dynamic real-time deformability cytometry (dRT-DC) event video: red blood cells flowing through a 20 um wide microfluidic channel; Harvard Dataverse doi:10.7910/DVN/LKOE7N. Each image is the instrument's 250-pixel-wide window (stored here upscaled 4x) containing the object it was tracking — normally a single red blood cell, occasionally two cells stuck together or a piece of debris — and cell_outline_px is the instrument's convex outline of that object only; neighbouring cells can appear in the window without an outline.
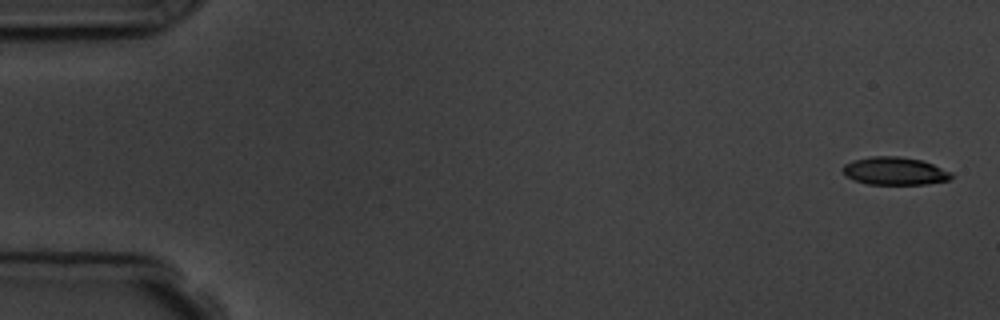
{"species": "common noctule bat (a hibernating species)", "species_latin": "Nyctalus noctula", "temperature_condition": "room temperature", "stored_images_in_passage": 4, "camera_frame_rate_fps": 3000, "um_per_image_px": 0.085, "animal": {"sex": "male", "body_mass_g": 19.5, "forearm_length_mm": 54.6}, "frame": {"image": 1, "passage_image": 1, "time_ms": 0.0, "image_size_px": [1000, 320], "cell_outline_px": [[952, 176], [948, 180], [928, 184], [868, 184], [856, 180], [848, 176], [840, 168], [844, 164], [852, 160], [872, 156], [900, 156], [920, 160], [932, 164], [952, 172]], "centroid_in_image_um": [76.04, 14.53], "position_along_channel_um": 9.0, "area_um2": 17.51}}